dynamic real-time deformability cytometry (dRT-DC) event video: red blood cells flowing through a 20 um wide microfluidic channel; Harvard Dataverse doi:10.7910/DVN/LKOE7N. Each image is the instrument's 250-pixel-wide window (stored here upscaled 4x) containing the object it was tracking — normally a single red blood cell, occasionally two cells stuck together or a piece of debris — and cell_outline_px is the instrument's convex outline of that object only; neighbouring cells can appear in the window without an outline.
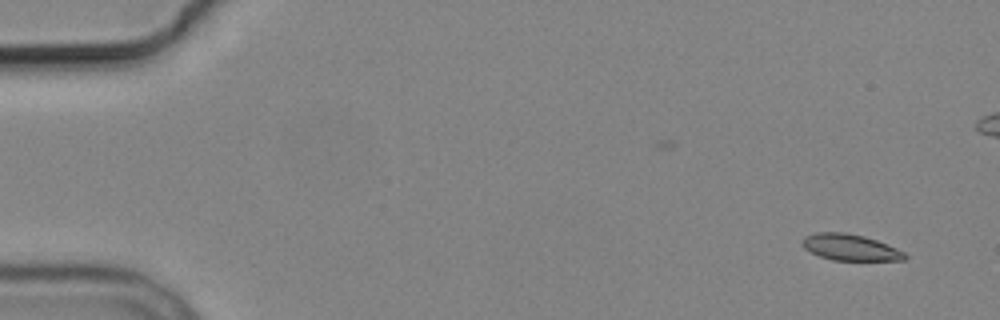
{"species": "common noctule bat (a hibernating species)", "species_latin": "Nyctalus noctula", "temperature_condition": "cold", "stored_images_in_passage": 2, "camera_frame_rate_fps": 3000, "um_per_image_px": 0.085, "animal": {"sex": "male", "body_mass_g": 19.2, "forearm_length_mm": 51.8}, "frame": {"image": 1, "passage_image": 2, "time_ms": 1.333, "image_size_px": [1000, 320], "cell_outline_px": [[908, 256], [904, 260], [832, 260], [820, 256], [804, 248], [800, 244], [800, 240], [804, 236], [816, 232], [844, 232], [864, 236], [876, 240], [896, 248], [904, 252]], "centroid_in_image_um": [72.22, 21.01], "position_along_channel_um": 12.8, "area_um2": 15.72}}